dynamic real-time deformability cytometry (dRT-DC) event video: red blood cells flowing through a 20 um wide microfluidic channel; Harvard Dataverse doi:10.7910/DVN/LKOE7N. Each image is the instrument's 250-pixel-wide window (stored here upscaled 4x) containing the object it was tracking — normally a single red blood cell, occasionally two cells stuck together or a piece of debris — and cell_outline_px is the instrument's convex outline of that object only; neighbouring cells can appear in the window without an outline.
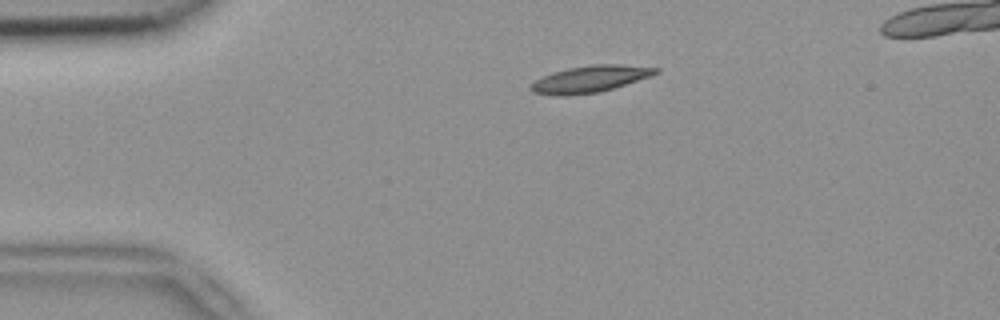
{"species": "common noctule bat (a hibernating species)", "species_latin": "Nyctalus noctula", "temperature_condition": "room temperature", "stored_images_in_passage": 4, "camera_frame_rate_fps": 3000, "um_per_image_px": 0.085, "animal": {"sex": "female", "body_mass_g": 18.4}, "frame": {"image": 1, "passage_image": 4, "time_ms": 1.0, "image_size_px": [1000, 320], "cell_outline_px": [[660, 72], [600, 92], [564, 96], [560, 96], [532, 92], [528, 88], [536, 80], [552, 72], [568, 68], [592, 64], [620, 64], [660, 68]], "centroid_in_image_um": [50.12, 6.71], "position_along_channel_um": 34.9, "area_um2": 19.19}}